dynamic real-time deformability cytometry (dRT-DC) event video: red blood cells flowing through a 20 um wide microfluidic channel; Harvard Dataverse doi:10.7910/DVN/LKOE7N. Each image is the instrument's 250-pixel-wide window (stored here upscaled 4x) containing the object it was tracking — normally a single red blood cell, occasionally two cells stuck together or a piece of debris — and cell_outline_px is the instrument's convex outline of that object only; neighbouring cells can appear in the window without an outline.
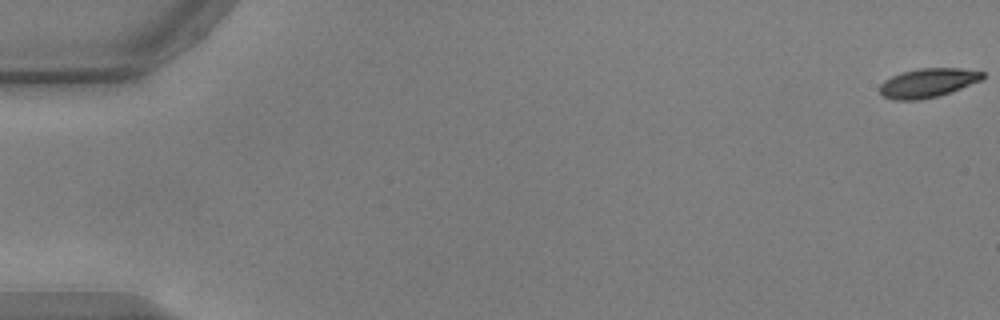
{"species": "common noctule bat (a hibernating species)", "species_latin": "Nyctalus noctula", "temperature_condition": "warm", "stored_images_in_passage": 55, "camera_frame_rate_fps": 3000, "um_per_image_px": 0.085, "animal": {"sex": "male", "body_mass_g": 17.9, "forearm_length_mm": 54.2}, "frame": {"image": 1, "passage_image": 1, "time_ms": 0.0, "image_size_px": [1000, 320], "cell_outline_px": [[984, 76], [980, 80], [960, 88], [936, 96], [920, 100], [892, 100], [884, 96], [880, 92], [880, 84], [884, 80], [892, 76], [904, 72], [920, 68], [960, 68], [984, 72]], "centroid_in_image_um": [78.83, 7.04], "position_along_channel_um": 6.2, "area_um2": 17.11}}
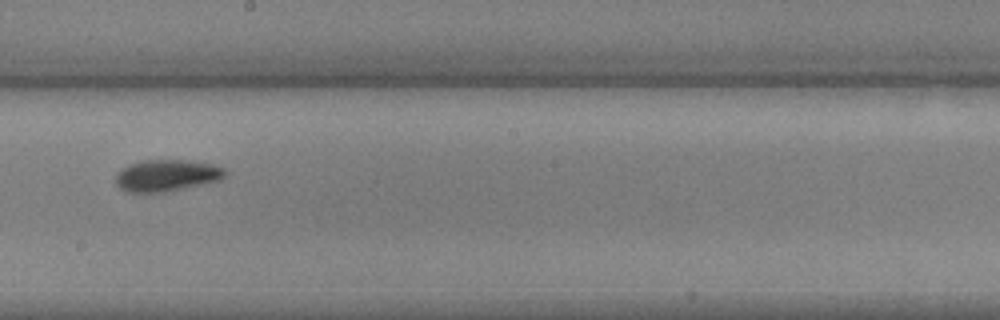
{"frame": {"image": 2, "passage_image": 32, "time_ms": 10.333, "image_size_px": [1000, 320], "cell_outline_px": [[228, 172], [220, 180], [184, 188], [164, 192], [124, 192], [116, 184], [116, 172], [120, 168], [128, 164], [144, 160], [184, 160], [212, 164], [224, 168]], "centroid_in_image_um": [14.13, 14.91], "position_along_channel_um": 234.1, "area_um2": 20.29}}
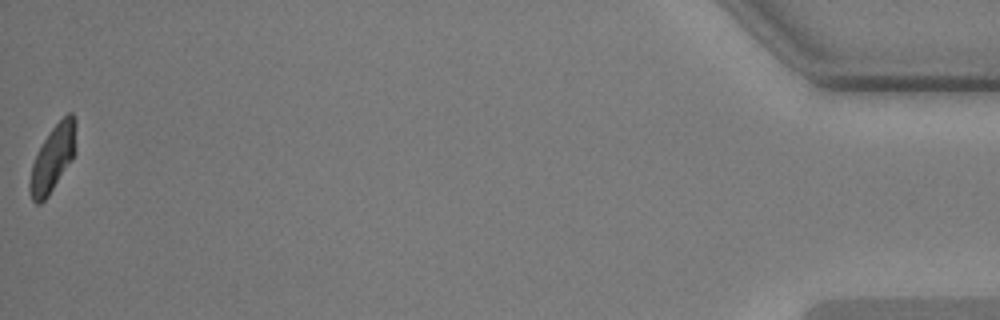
{"frame": {"image": 3, "passage_image": 55, "time_ms": 18.0, "image_size_px": [1000, 320], "cell_outline_px": [[76, 152], [72, 160], [48, 196], [40, 204], [36, 204], [32, 200], [28, 188], [28, 184], [32, 164], [44, 140], [52, 128], [68, 112], [72, 112], [76, 120]], "centroid_in_image_um": [4.51, 13.46], "position_along_channel_um": 430.7, "area_um2": 17.86}, "authors_computed_cell_mechanics": {"area_um2": 18.785, "velocity_mm_per_s": 3.7611, "shape_relaxation_time_tau1_ms": 2.8074, "shape_relaxation_time_tau2_ms": 2.695, "deformation_change_tau1": 0.1276, "deformation_change_tau2": 0.0842}}